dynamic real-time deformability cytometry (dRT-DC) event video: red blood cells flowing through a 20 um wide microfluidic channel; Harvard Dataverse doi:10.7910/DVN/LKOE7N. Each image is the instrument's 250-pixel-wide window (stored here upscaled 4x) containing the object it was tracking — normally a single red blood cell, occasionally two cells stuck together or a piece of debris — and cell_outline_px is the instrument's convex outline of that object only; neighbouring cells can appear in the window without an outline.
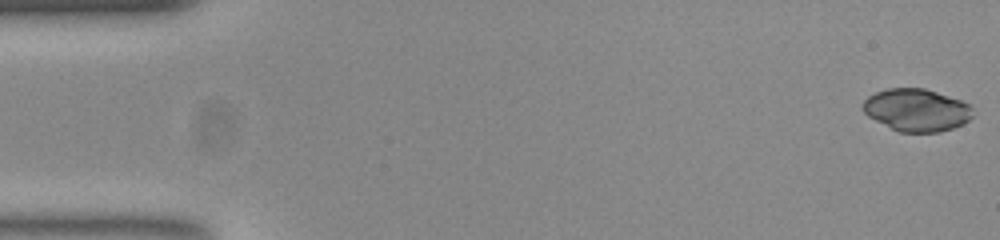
{"species": "common noctule bat (a hibernating species)", "species_latin": "Nyctalus noctula", "temperature_condition": "room temperature", "stored_images_in_passage": 52, "camera_frame_rate_fps": 3000, "um_per_image_px": 0.085, "animal": {"sex": "female", "body_mass_g": 23.0, "forearm_length_mm": 53.4}, "frame": {"image": 1, "passage_image": 1, "time_ms": 0.0, "image_size_px": [1000, 240], "cell_outline_px": [[972, 116], [964, 124], [940, 132], [900, 132], [868, 116], [860, 108], [860, 104], [868, 96], [876, 92], [888, 88], [924, 88], [960, 100], [968, 104], [972, 108]], "centroid_in_image_um": [77.88, 9.35], "position_along_channel_um": 7.1, "area_um2": 27.11}}
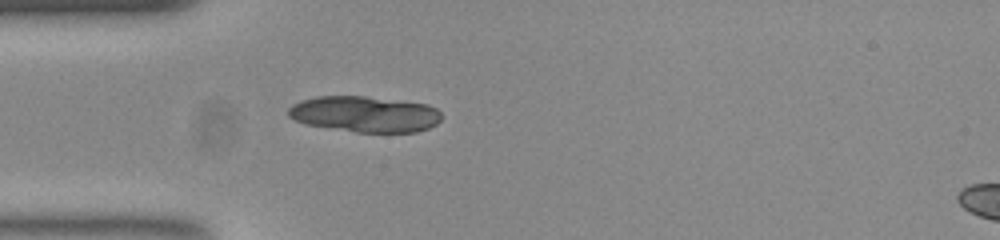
{"frame": {"image": 2, "passage_image": 15, "time_ms": 4.667, "image_size_px": [1000, 240], "cell_outline_px": [[444, 116], [436, 124], [428, 128], [416, 132], [356, 132], [304, 124], [288, 116], [288, 108], [292, 104], [300, 100], [316, 96], [364, 96], [428, 104], [436, 108]], "centroid_in_image_um": [31.0, 9.7], "position_along_channel_um": 54.0, "area_um2": 32.25}}